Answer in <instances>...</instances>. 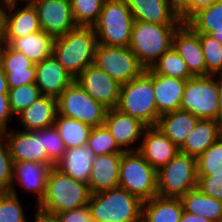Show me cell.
<instances>
[{"label": "cell", "instance_id": "obj_44", "mask_svg": "<svg viewBox=\"0 0 222 222\" xmlns=\"http://www.w3.org/2000/svg\"><path fill=\"white\" fill-rule=\"evenodd\" d=\"M35 73L36 64L26 70H11V72L5 73L9 89L35 83Z\"/></svg>", "mask_w": 222, "mask_h": 222}, {"label": "cell", "instance_id": "obj_41", "mask_svg": "<svg viewBox=\"0 0 222 222\" xmlns=\"http://www.w3.org/2000/svg\"><path fill=\"white\" fill-rule=\"evenodd\" d=\"M14 162L7 143L0 142V192H10L13 181Z\"/></svg>", "mask_w": 222, "mask_h": 222}, {"label": "cell", "instance_id": "obj_30", "mask_svg": "<svg viewBox=\"0 0 222 222\" xmlns=\"http://www.w3.org/2000/svg\"><path fill=\"white\" fill-rule=\"evenodd\" d=\"M186 23L198 34H210L222 44V0L198 10Z\"/></svg>", "mask_w": 222, "mask_h": 222}, {"label": "cell", "instance_id": "obj_45", "mask_svg": "<svg viewBox=\"0 0 222 222\" xmlns=\"http://www.w3.org/2000/svg\"><path fill=\"white\" fill-rule=\"evenodd\" d=\"M56 215L60 222H95L88 205Z\"/></svg>", "mask_w": 222, "mask_h": 222}, {"label": "cell", "instance_id": "obj_54", "mask_svg": "<svg viewBox=\"0 0 222 222\" xmlns=\"http://www.w3.org/2000/svg\"><path fill=\"white\" fill-rule=\"evenodd\" d=\"M8 6L12 4H18L19 1H25L27 3H32L33 0H3Z\"/></svg>", "mask_w": 222, "mask_h": 222}, {"label": "cell", "instance_id": "obj_51", "mask_svg": "<svg viewBox=\"0 0 222 222\" xmlns=\"http://www.w3.org/2000/svg\"><path fill=\"white\" fill-rule=\"evenodd\" d=\"M215 78L218 87L219 121L222 123V73L215 74Z\"/></svg>", "mask_w": 222, "mask_h": 222}, {"label": "cell", "instance_id": "obj_9", "mask_svg": "<svg viewBox=\"0 0 222 222\" xmlns=\"http://www.w3.org/2000/svg\"><path fill=\"white\" fill-rule=\"evenodd\" d=\"M180 109L198 119L219 121L218 87L215 75L193 76L186 80Z\"/></svg>", "mask_w": 222, "mask_h": 222}, {"label": "cell", "instance_id": "obj_32", "mask_svg": "<svg viewBox=\"0 0 222 222\" xmlns=\"http://www.w3.org/2000/svg\"><path fill=\"white\" fill-rule=\"evenodd\" d=\"M66 148H73L87 144L92 126L79 120L58 115L54 122Z\"/></svg>", "mask_w": 222, "mask_h": 222}, {"label": "cell", "instance_id": "obj_5", "mask_svg": "<svg viewBox=\"0 0 222 222\" xmlns=\"http://www.w3.org/2000/svg\"><path fill=\"white\" fill-rule=\"evenodd\" d=\"M138 197L121 187L91 194L88 206L95 222H142Z\"/></svg>", "mask_w": 222, "mask_h": 222}, {"label": "cell", "instance_id": "obj_17", "mask_svg": "<svg viewBox=\"0 0 222 222\" xmlns=\"http://www.w3.org/2000/svg\"><path fill=\"white\" fill-rule=\"evenodd\" d=\"M104 125L114 137L118 147L126 152L137 151V148H131L130 145H133L137 140L142 138L144 129L146 128V125L139 119L122 113L116 108L107 110Z\"/></svg>", "mask_w": 222, "mask_h": 222}, {"label": "cell", "instance_id": "obj_14", "mask_svg": "<svg viewBox=\"0 0 222 222\" xmlns=\"http://www.w3.org/2000/svg\"><path fill=\"white\" fill-rule=\"evenodd\" d=\"M74 80L89 96L107 109L117 107L121 85L95 64L85 67Z\"/></svg>", "mask_w": 222, "mask_h": 222}, {"label": "cell", "instance_id": "obj_4", "mask_svg": "<svg viewBox=\"0 0 222 222\" xmlns=\"http://www.w3.org/2000/svg\"><path fill=\"white\" fill-rule=\"evenodd\" d=\"M180 25L134 22L129 48L145 69L151 68L164 52L172 48L174 33Z\"/></svg>", "mask_w": 222, "mask_h": 222}, {"label": "cell", "instance_id": "obj_16", "mask_svg": "<svg viewBox=\"0 0 222 222\" xmlns=\"http://www.w3.org/2000/svg\"><path fill=\"white\" fill-rule=\"evenodd\" d=\"M142 136L137 151L156 170L179 152V148L157 126H146Z\"/></svg>", "mask_w": 222, "mask_h": 222}, {"label": "cell", "instance_id": "obj_53", "mask_svg": "<svg viewBox=\"0 0 222 222\" xmlns=\"http://www.w3.org/2000/svg\"><path fill=\"white\" fill-rule=\"evenodd\" d=\"M9 87L6 79V74L0 67V94H8Z\"/></svg>", "mask_w": 222, "mask_h": 222}, {"label": "cell", "instance_id": "obj_49", "mask_svg": "<svg viewBox=\"0 0 222 222\" xmlns=\"http://www.w3.org/2000/svg\"><path fill=\"white\" fill-rule=\"evenodd\" d=\"M179 222H211L203 216L187 213L183 211Z\"/></svg>", "mask_w": 222, "mask_h": 222}, {"label": "cell", "instance_id": "obj_50", "mask_svg": "<svg viewBox=\"0 0 222 222\" xmlns=\"http://www.w3.org/2000/svg\"><path fill=\"white\" fill-rule=\"evenodd\" d=\"M1 4L2 3L0 2V37H4L5 36L6 13H7L8 5L4 1H3V5H1Z\"/></svg>", "mask_w": 222, "mask_h": 222}, {"label": "cell", "instance_id": "obj_19", "mask_svg": "<svg viewBox=\"0 0 222 222\" xmlns=\"http://www.w3.org/2000/svg\"><path fill=\"white\" fill-rule=\"evenodd\" d=\"M122 153L95 156L88 182L91 194H97L119 186V170Z\"/></svg>", "mask_w": 222, "mask_h": 222}, {"label": "cell", "instance_id": "obj_11", "mask_svg": "<svg viewBox=\"0 0 222 222\" xmlns=\"http://www.w3.org/2000/svg\"><path fill=\"white\" fill-rule=\"evenodd\" d=\"M93 64L120 85L139 77L145 71L129 47L106 46L100 43L96 46Z\"/></svg>", "mask_w": 222, "mask_h": 222}, {"label": "cell", "instance_id": "obj_47", "mask_svg": "<svg viewBox=\"0 0 222 222\" xmlns=\"http://www.w3.org/2000/svg\"><path fill=\"white\" fill-rule=\"evenodd\" d=\"M14 114L11 111L8 94H0V131L6 132L8 120H12Z\"/></svg>", "mask_w": 222, "mask_h": 222}, {"label": "cell", "instance_id": "obj_7", "mask_svg": "<svg viewBox=\"0 0 222 222\" xmlns=\"http://www.w3.org/2000/svg\"><path fill=\"white\" fill-rule=\"evenodd\" d=\"M197 158L178 152L157 170V196L181 198L197 187Z\"/></svg>", "mask_w": 222, "mask_h": 222}, {"label": "cell", "instance_id": "obj_13", "mask_svg": "<svg viewBox=\"0 0 222 222\" xmlns=\"http://www.w3.org/2000/svg\"><path fill=\"white\" fill-rule=\"evenodd\" d=\"M41 29L53 36L60 37L77 26L70 0H33Z\"/></svg>", "mask_w": 222, "mask_h": 222}, {"label": "cell", "instance_id": "obj_6", "mask_svg": "<svg viewBox=\"0 0 222 222\" xmlns=\"http://www.w3.org/2000/svg\"><path fill=\"white\" fill-rule=\"evenodd\" d=\"M134 22L126 0H105L99 18L92 27L98 43L129 47Z\"/></svg>", "mask_w": 222, "mask_h": 222}, {"label": "cell", "instance_id": "obj_12", "mask_svg": "<svg viewBox=\"0 0 222 222\" xmlns=\"http://www.w3.org/2000/svg\"><path fill=\"white\" fill-rule=\"evenodd\" d=\"M3 140L7 143L13 162H34L46 164L50 168L55 166L44 150L43 129L34 131L18 130L3 133Z\"/></svg>", "mask_w": 222, "mask_h": 222}, {"label": "cell", "instance_id": "obj_28", "mask_svg": "<svg viewBox=\"0 0 222 222\" xmlns=\"http://www.w3.org/2000/svg\"><path fill=\"white\" fill-rule=\"evenodd\" d=\"M54 37L43 30L13 39L8 45L23 53L34 64L52 56Z\"/></svg>", "mask_w": 222, "mask_h": 222}, {"label": "cell", "instance_id": "obj_33", "mask_svg": "<svg viewBox=\"0 0 222 222\" xmlns=\"http://www.w3.org/2000/svg\"><path fill=\"white\" fill-rule=\"evenodd\" d=\"M149 69L154 74L177 79L187 80L193 77L184 60L173 48L164 52Z\"/></svg>", "mask_w": 222, "mask_h": 222}, {"label": "cell", "instance_id": "obj_3", "mask_svg": "<svg viewBox=\"0 0 222 222\" xmlns=\"http://www.w3.org/2000/svg\"><path fill=\"white\" fill-rule=\"evenodd\" d=\"M116 109L139 119L146 126L157 125L159 115L155 102L153 72L150 69H145L139 77L121 85Z\"/></svg>", "mask_w": 222, "mask_h": 222}, {"label": "cell", "instance_id": "obj_46", "mask_svg": "<svg viewBox=\"0 0 222 222\" xmlns=\"http://www.w3.org/2000/svg\"><path fill=\"white\" fill-rule=\"evenodd\" d=\"M171 10L182 22L192 16V0H168Z\"/></svg>", "mask_w": 222, "mask_h": 222}, {"label": "cell", "instance_id": "obj_31", "mask_svg": "<svg viewBox=\"0 0 222 222\" xmlns=\"http://www.w3.org/2000/svg\"><path fill=\"white\" fill-rule=\"evenodd\" d=\"M187 213L200 215L211 222H222V201L192 189L180 198Z\"/></svg>", "mask_w": 222, "mask_h": 222}, {"label": "cell", "instance_id": "obj_1", "mask_svg": "<svg viewBox=\"0 0 222 222\" xmlns=\"http://www.w3.org/2000/svg\"><path fill=\"white\" fill-rule=\"evenodd\" d=\"M97 44L93 27L78 26L54 39L52 55L75 79L94 62Z\"/></svg>", "mask_w": 222, "mask_h": 222}, {"label": "cell", "instance_id": "obj_25", "mask_svg": "<svg viewBox=\"0 0 222 222\" xmlns=\"http://www.w3.org/2000/svg\"><path fill=\"white\" fill-rule=\"evenodd\" d=\"M95 154L88 145L68 148L55 167L71 178L88 184Z\"/></svg>", "mask_w": 222, "mask_h": 222}, {"label": "cell", "instance_id": "obj_21", "mask_svg": "<svg viewBox=\"0 0 222 222\" xmlns=\"http://www.w3.org/2000/svg\"><path fill=\"white\" fill-rule=\"evenodd\" d=\"M50 167L46 164L34 163L29 161L14 162L13 181L10 192L16 193L15 182L36 193L37 206L41 202L46 192V181L50 171Z\"/></svg>", "mask_w": 222, "mask_h": 222}, {"label": "cell", "instance_id": "obj_26", "mask_svg": "<svg viewBox=\"0 0 222 222\" xmlns=\"http://www.w3.org/2000/svg\"><path fill=\"white\" fill-rule=\"evenodd\" d=\"M135 21L156 24H182L168 0H126Z\"/></svg>", "mask_w": 222, "mask_h": 222}, {"label": "cell", "instance_id": "obj_29", "mask_svg": "<svg viewBox=\"0 0 222 222\" xmlns=\"http://www.w3.org/2000/svg\"><path fill=\"white\" fill-rule=\"evenodd\" d=\"M184 209L180 198L155 196L142 205V222H179Z\"/></svg>", "mask_w": 222, "mask_h": 222}, {"label": "cell", "instance_id": "obj_36", "mask_svg": "<svg viewBox=\"0 0 222 222\" xmlns=\"http://www.w3.org/2000/svg\"><path fill=\"white\" fill-rule=\"evenodd\" d=\"M86 145L93 150L95 156L124 152L105 125L92 128Z\"/></svg>", "mask_w": 222, "mask_h": 222}, {"label": "cell", "instance_id": "obj_2", "mask_svg": "<svg viewBox=\"0 0 222 222\" xmlns=\"http://www.w3.org/2000/svg\"><path fill=\"white\" fill-rule=\"evenodd\" d=\"M90 197L88 184L71 178L53 166L47 176L45 195L36 207L57 214L88 205Z\"/></svg>", "mask_w": 222, "mask_h": 222}, {"label": "cell", "instance_id": "obj_27", "mask_svg": "<svg viewBox=\"0 0 222 222\" xmlns=\"http://www.w3.org/2000/svg\"><path fill=\"white\" fill-rule=\"evenodd\" d=\"M198 120L188 111L179 109L160 115L156 126L180 148Z\"/></svg>", "mask_w": 222, "mask_h": 222}, {"label": "cell", "instance_id": "obj_48", "mask_svg": "<svg viewBox=\"0 0 222 222\" xmlns=\"http://www.w3.org/2000/svg\"><path fill=\"white\" fill-rule=\"evenodd\" d=\"M34 222H60L56 214L37 207Z\"/></svg>", "mask_w": 222, "mask_h": 222}, {"label": "cell", "instance_id": "obj_39", "mask_svg": "<svg viewBox=\"0 0 222 222\" xmlns=\"http://www.w3.org/2000/svg\"><path fill=\"white\" fill-rule=\"evenodd\" d=\"M17 193L0 192V222H27Z\"/></svg>", "mask_w": 222, "mask_h": 222}, {"label": "cell", "instance_id": "obj_8", "mask_svg": "<svg viewBox=\"0 0 222 222\" xmlns=\"http://www.w3.org/2000/svg\"><path fill=\"white\" fill-rule=\"evenodd\" d=\"M119 187L147 201L157 196V170L138 151L122 153Z\"/></svg>", "mask_w": 222, "mask_h": 222}, {"label": "cell", "instance_id": "obj_15", "mask_svg": "<svg viewBox=\"0 0 222 222\" xmlns=\"http://www.w3.org/2000/svg\"><path fill=\"white\" fill-rule=\"evenodd\" d=\"M172 48L180 55L193 76H206V63L199 34L186 22L175 31Z\"/></svg>", "mask_w": 222, "mask_h": 222}, {"label": "cell", "instance_id": "obj_24", "mask_svg": "<svg viewBox=\"0 0 222 222\" xmlns=\"http://www.w3.org/2000/svg\"><path fill=\"white\" fill-rule=\"evenodd\" d=\"M153 84L159 116L180 109L186 80L153 73Z\"/></svg>", "mask_w": 222, "mask_h": 222}, {"label": "cell", "instance_id": "obj_34", "mask_svg": "<svg viewBox=\"0 0 222 222\" xmlns=\"http://www.w3.org/2000/svg\"><path fill=\"white\" fill-rule=\"evenodd\" d=\"M77 26L92 27L98 20L105 0H70Z\"/></svg>", "mask_w": 222, "mask_h": 222}, {"label": "cell", "instance_id": "obj_20", "mask_svg": "<svg viewBox=\"0 0 222 222\" xmlns=\"http://www.w3.org/2000/svg\"><path fill=\"white\" fill-rule=\"evenodd\" d=\"M40 30L42 29L38 15L32 3H26L22 8H18V4L8 6L4 36L6 44H9L15 38H20Z\"/></svg>", "mask_w": 222, "mask_h": 222}, {"label": "cell", "instance_id": "obj_18", "mask_svg": "<svg viewBox=\"0 0 222 222\" xmlns=\"http://www.w3.org/2000/svg\"><path fill=\"white\" fill-rule=\"evenodd\" d=\"M73 81L53 55L36 64L35 84L41 95L57 98Z\"/></svg>", "mask_w": 222, "mask_h": 222}, {"label": "cell", "instance_id": "obj_23", "mask_svg": "<svg viewBox=\"0 0 222 222\" xmlns=\"http://www.w3.org/2000/svg\"><path fill=\"white\" fill-rule=\"evenodd\" d=\"M57 114V98L41 95L17 116L24 131H34L53 126Z\"/></svg>", "mask_w": 222, "mask_h": 222}, {"label": "cell", "instance_id": "obj_35", "mask_svg": "<svg viewBox=\"0 0 222 222\" xmlns=\"http://www.w3.org/2000/svg\"><path fill=\"white\" fill-rule=\"evenodd\" d=\"M206 63V76L222 73V44L210 34H199Z\"/></svg>", "mask_w": 222, "mask_h": 222}, {"label": "cell", "instance_id": "obj_38", "mask_svg": "<svg viewBox=\"0 0 222 222\" xmlns=\"http://www.w3.org/2000/svg\"><path fill=\"white\" fill-rule=\"evenodd\" d=\"M40 96L39 87L35 83L9 89L8 98L12 113L18 115Z\"/></svg>", "mask_w": 222, "mask_h": 222}, {"label": "cell", "instance_id": "obj_43", "mask_svg": "<svg viewBox=\"0 0 222 222\" xmlns=\"http://www.w3.org/2000/svg\"><path fill=\"white\" fill-rule=\"evenodd\" d=\"M196 188L207 196L222 201V173L198 176Z\"/></svg>", "mask_w": 222, "mask_h": 222}, {"label": "cell", "instance_id": "obj_55", "mask_svg": "<svg viewBox=\"0 0 222 222\" xmlns=\"http://www.w3.org/2000/svg\"><path fill=\"white\" fill-rule=\"evenodd\" d=\"M5 44L6 43L4 37H0V64H1L2 51L4 49Z\"/></svg>", "mask_w": 222, "mask_h": 222}, {"label": "cell", "instance_id": "obj_52", "mask_svg": "<svg viewBox=\"0 0 222 222\" xmlns=\"http://www.w3.org/2000/svg\"><path fill=\"white\" fill-rule=\"evenodd\" d=\"M217 0H192V15L198 10L210 6Z\"/></svg>", "mask_w": 222, "mask_h": 222}, {"label": "cell", "instance_id": "obj_56", "mask_svg": "<svg viewBox=\"0 0 222 222\" xmlns=\"http://www.w3.org/2000/svg\"><path fill=\"white\" fill-rule=\"evenodd\" d=\"M3 140V133L0 131V142Z\"/></svg>", "mask_w": 222, "mask_h": 222}, {"label": "cell", "instance_id": "obj_22", "mask_svg": "<svg viewBox=\"0 0 222 222\" xmlns=\"http://www.w3.org/2000/svg\"><path fill=\"white\" fill-rule=\"evenodd\" d=\"M221 137L222 123L220 121L199 119L179 148V152L198 158Z\"/></svg>", "mask_w": 222, "mask_h": 222}, {"label": "cell", "instance_id": "obj_37", "mask_svg": "<svg viewBox=\"0 0 222 222\" xmlns=\"http://www.w3.org/2000/svg\"><path fill=\"white\" fill-rule=\"evenodd\" d=\"M222 173V137L197 158V175Z\"/></svg>", "mask_w": 222, "mask_h": 222}, {"label": "cell", "instance_id": "obj_42", "mask_svg": "<svg viewBox=\"0 0 222 222\" xmlns=\"http://www.w3.org/2000/svg\"><path fill=\"white\" fill-rule=\"evenodd\" d=\"M33 65L34 63L23 53H20L12 49L8 44H5L0 64L4 73H9L11 70H26V68L32 67Z\"/></svg>", "mask_w": 222, "mask_h": 222}, {"label": "cell", "instance_id": "obj_40", "mask_svg": "<svg viewBox=\"0 0 222 222\" xmlns=\"http://www.w3.org/2000/svg\"><path fill=\"white\" fill-rule=\"evenodd\" d=\"M43 143L48 159L55 165L64 156L67 148L54 125L43 129Z\"/></svg>", "mask_w": 222, "mask_h": 222}, {"label": "cell", "instance_id": "obj_10", "mask_svg": "<svg viewBox=\"0 0 222 222\" xmlns=\"http://www.w3.org/2000/svg\"><path fill=\"white\" fill-rule=\"evenodd\" d=\"M57 110L58 115L96 127L104 125L108 109L89 96L74 80L57 97Z\"/></svg>", "mask_w": 222, "mask_h": 222}]
</instances>
